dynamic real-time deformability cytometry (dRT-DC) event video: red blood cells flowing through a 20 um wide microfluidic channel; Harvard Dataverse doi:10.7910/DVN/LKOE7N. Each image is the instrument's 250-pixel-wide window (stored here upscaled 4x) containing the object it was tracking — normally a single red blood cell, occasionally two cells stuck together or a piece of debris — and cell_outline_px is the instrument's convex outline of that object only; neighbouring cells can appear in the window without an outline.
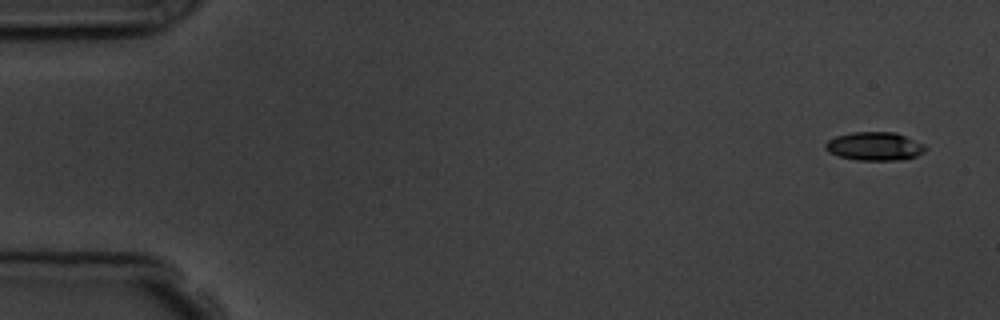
{"species": "common noctule bat (a hibernating species)", "species_latin": "Nyctalus noctula", "temperature_condition": "room temperature", "stored_images_in_passage": 5, "camera_frame_rate_fps": 3000, "um_per_image_px": 0.085, "animal": {"sex": "male", "body_mass_g": 19.5, "forearm_length_mm": 54.6}, "frame": {"image": 1, "passage_image": 1, "time_ms": 0.0, "image_size_px": [1000, 320], "cell_outline_px": [[928, 148], [924, 152], [916, 156], [904, 160], [856, 160], [840, 156], [828, 152], [824, 148], [824, 144], [828, 140], [836, 136], [852, 132], [896, 132], [924, 144]], "centroid_in_image_um": [74.35, 12.43], "position_along_channel_um": 10.7, "area_um2": 16.7}}
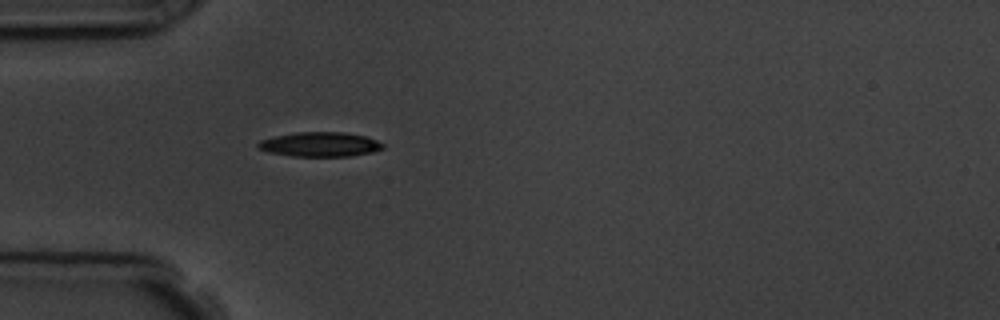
{"frame": {"image": 2, "passage_image": 5, "time_ms": 4.667, "image_size_px": [1000, 320], "cell_outline_px": [[384, 148], [372, 152], [348, 156], [292, 156], [268, 152], [260, 148], [256, 144], [260, 140], [276, 136], [296, 132], [344, 132], [364, 136], [376, 140], [384, 144]], "centroid_in_image_um": [27.2, 12.27], "position_along_channel_um": 57.8, "area_um2": 17.69}}